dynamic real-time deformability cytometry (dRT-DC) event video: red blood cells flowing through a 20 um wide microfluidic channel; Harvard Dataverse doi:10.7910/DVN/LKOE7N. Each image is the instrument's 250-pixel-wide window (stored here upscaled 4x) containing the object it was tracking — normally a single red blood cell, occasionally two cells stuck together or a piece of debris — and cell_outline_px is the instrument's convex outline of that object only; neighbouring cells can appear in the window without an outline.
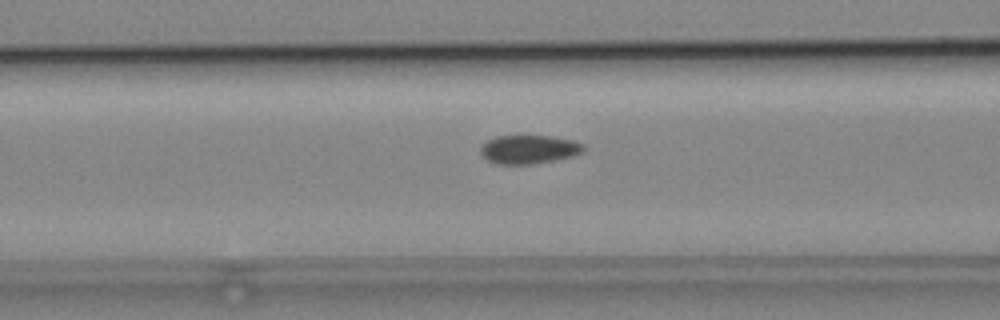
{"species": "common noctule bat (a hibernating species)", "species_latin": "Nyctalus noctula", "temperature_condition": "cold", "stored_images_in_passage": 28, "camera_frame_rate_fps": 3000, "um_per_image_px": 0.085, "animal": {"sex": "male", "body_mass_g": 19.2, "forearm_length_mm": 51.8}, "frame": {"image": 1, "passage_image": 11, "time_ms": 3.333, "image_size_px": [1000, 320], "cell_outline_px": [[588, 148], [584, 152], [572, 156], [532, 164], [496, 164], [488, 160], [480, 152], [480, 144], [496, 136], [552, 136], [572, 140], [584, 144]], "centroid_in_image_um": [44.97, 12.69], "position_along_channel_um": 121.6, "area_um2": 17.28}}
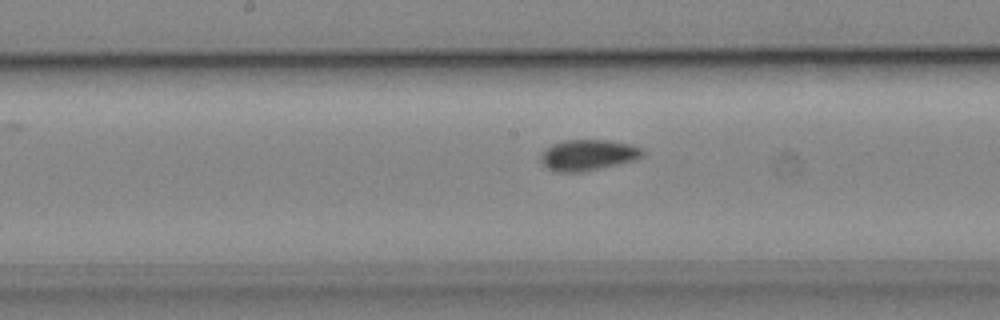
{"frame": {"image": 2, "passage_image": 17, "time_ms": 5.333, "image_size_px": [1000, 320], "cell_outline_px": [[644, 156], [632, 160], [584, 172], [556, 172], [548, 168], [540, 160], [540, 152], [544, 148], [552, 144], [564, 140], [612, 140], [632, 144], [644, 148]], "centroid_in_image_um": [49.97, 13.16], "position_along_channel_um": 198.2, "area_um2": 18.55}}
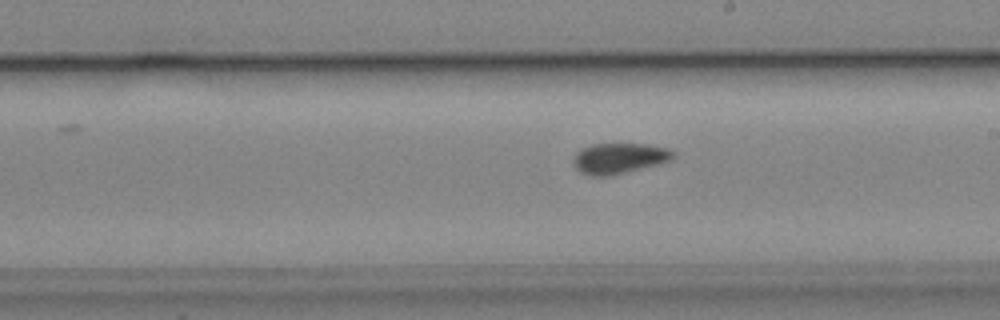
{"frame": {"image": 3, "passage_image": 20, "time_ms": 6.333, "image_size_px": [1000, 320], "cell_outline_px": [[676, 156], [672, 160], [612, 176], [592, 176], [580, 172], [572, 164], [572, 156], [580, 148], [592, 144], [648, 144], [668, 148], [676, 152]], "centroid_in_image_um": [52.61, 13.45], "position_along_channel_um": 236.4, "area_um2": 18.15}}